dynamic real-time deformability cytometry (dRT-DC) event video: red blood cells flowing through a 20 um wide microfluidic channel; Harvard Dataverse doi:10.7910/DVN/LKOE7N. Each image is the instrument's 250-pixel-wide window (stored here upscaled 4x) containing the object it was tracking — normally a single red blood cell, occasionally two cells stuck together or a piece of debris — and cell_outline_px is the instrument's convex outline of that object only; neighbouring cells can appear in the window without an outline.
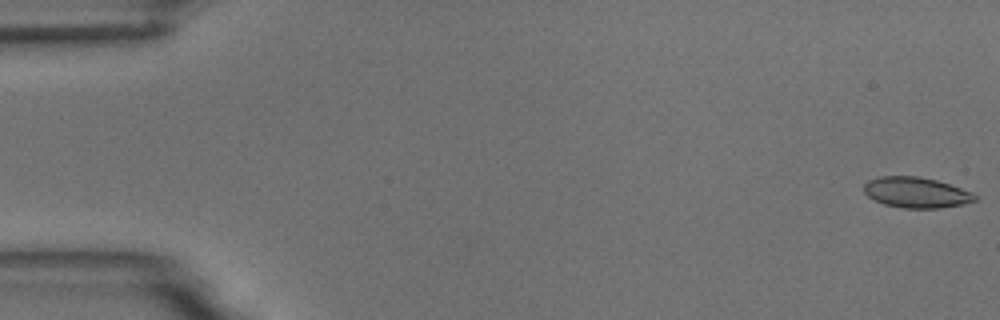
{"species": "common noctule bat (a hibernating species)", "species_latin": "Nyctalus noctula", "temperature_condition": "room temperature", "stored_images_in_passage": 55, "camera_frame_rate_fps": 3000, "um_per_image_px": 0.085, "animal": {"sex": "male", "body_mass_g": 18.8}, "frame": {"image": 1, "passage_image": 1, "time_ms": 0.0, "image_size_px": [1000, 320], "cell_outline_px": [[976, 200], [964, 204], [940, 208], [904, 208], [884, 204], [868, 196], [864, 192], [864, 184], [868, 180], [880, 176], [920, 176], [936, 180], [972, 192], [976, 196]], "centroid_in_image_um": [77.87, 16.36], "position_along_channel_um": 7.1, "area_um2": 19.71}}
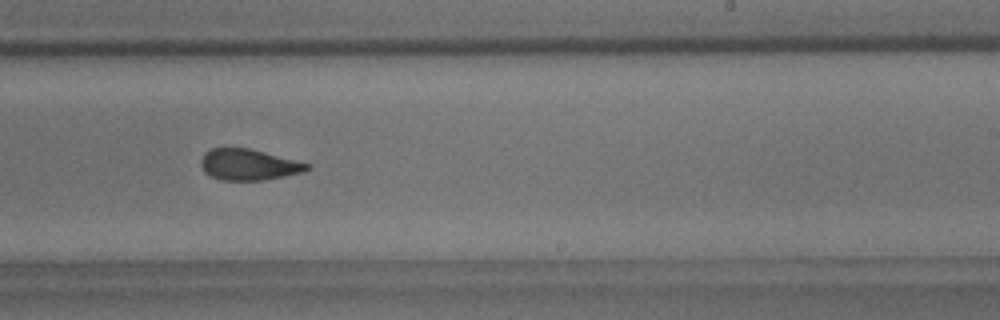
{"frame": {"image": 2, "passage_image": 34, "time_ms": 11.0, "image_size_px": [1000, 320], "cell_outline_px": [[312, 168], [304, 172], [264, 180], [220, 180], [204, 172], [200, 164], [200, 160], [204, 152], [212, 148], [248, 148], [312, 164]], "centroid_in_image_um": [21.14, 14.0], "position_along_channel_um": 267.9, "area_um2": 19.31}}
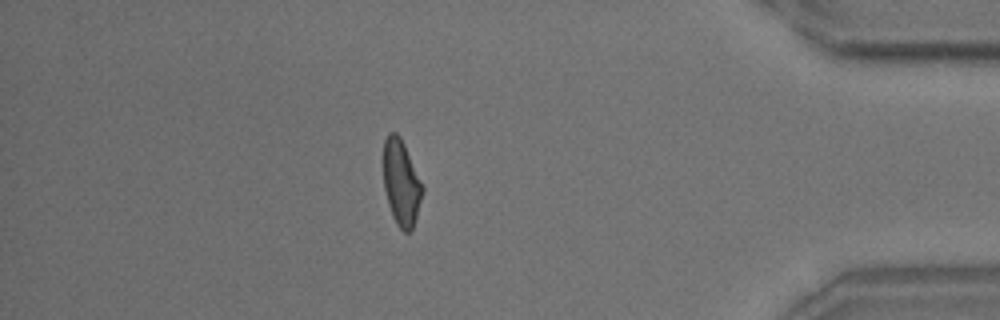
{"frame": {"image": 3, "passage_image": 48, "time_ms": 15.667, "image_size_px": [1000, 320], "cell_outline_px": [[424, 192], [412, 228], [408, 232], [404, 232], [396, 224], [392, 216], [388, 204], [384, 188], [384, 140], [388, 132], [396, 132], [400, 136], [404, 144], [424, 188]], "centroid_in_image_um": [34.1, 15.53], "position_along_channel_um": 401.1, "area_um2": 19.36}, "authors_computed_cell_mechanics": {"area_um2": 20.1144, "velocity_mm_per_s": 3.6903, "shape_relaxation_time_tau1_ms": 8.7692, "shape_relaxation_time_tau2_ms": 1.7158, "deformation_change_tau1": 0.1814, "deformation_change_tau2": 0.0826}}